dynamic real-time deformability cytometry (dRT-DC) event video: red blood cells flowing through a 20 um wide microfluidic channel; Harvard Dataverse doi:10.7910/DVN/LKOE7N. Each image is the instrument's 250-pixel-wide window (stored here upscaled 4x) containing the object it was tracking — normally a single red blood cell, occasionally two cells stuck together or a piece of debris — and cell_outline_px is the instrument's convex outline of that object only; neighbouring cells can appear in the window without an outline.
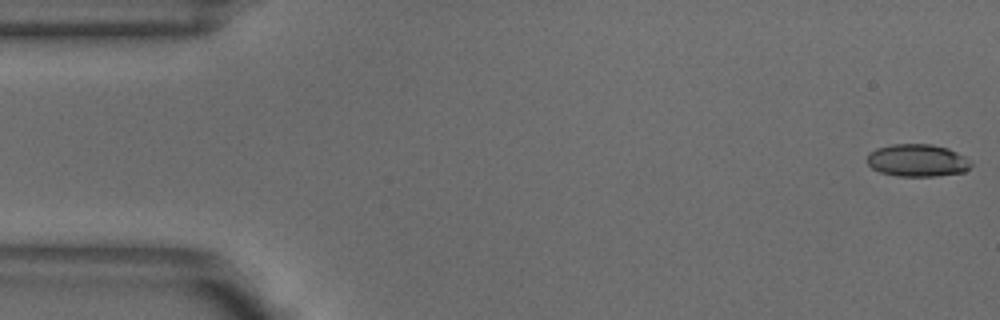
{"species": "common noctule bat (a hibernating species)", "species_latin": "Nyctalus noctula", "temperature_condition": "warm", "stored_images_in_passage": 51, "camera_frame_rate_fps": 3000, "um_per_image_px": 0.085, "animal": {"sex": "male", "body_mass_g": 18.8}, "frame": {"image": 1, "passage_image": 1, "time_ms": 0.0, "image_size_px": [1000, 320], "cell_outline_px": [[972, 164], [964, 172], [936, 176], [896, 176], [880, 172], [872, 168], [868, 164], [868, 152], [876, 148], [892, 144], [932, 144], [948, 148], [964, 156]], "centroid_in_image_um": [77.95, 13.63], "position_along_channel_um": 7.0, "area_um2": 19.65}}
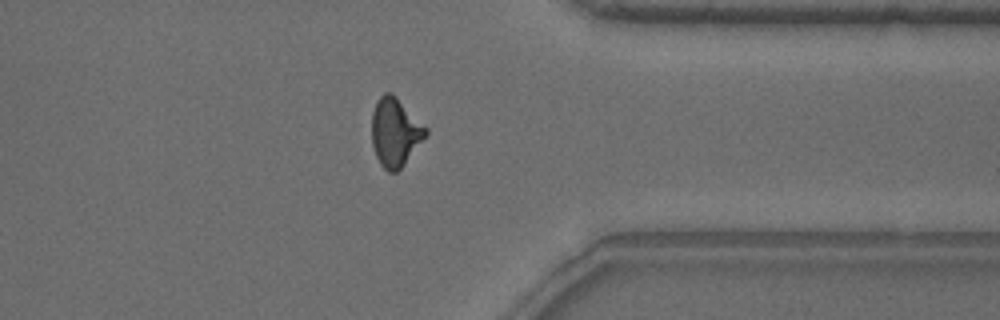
{"frame": {"image": 2, "passage_image": 40, "time_ms": 13.0, "image_size_px": [1000, 320], "cell_outline_px": [[428, 132], [404, 164], [396, 172], [388, 172], [380, 164], [376, 156], [372, 144], [372, 112], [376, 100], [384, 92], [392, 92], [428, 128]], "centroid_in_image_um": [33.57, 11.21], "position_along_channel_um": 377.8, "area_um2": 21.44}}
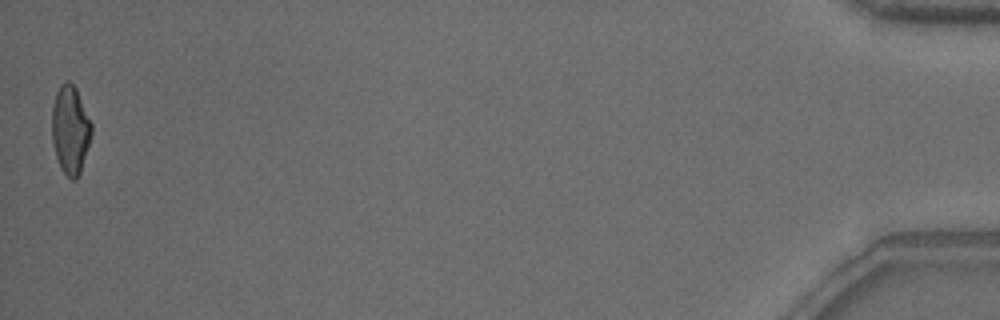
{"frame": {"image": 3, "passage_image": 51, "time_ms": 16.667, "image_size_px": [1000, 320], "cell_outline_px": [[92, 132], [80, 172], [76, 180], [72, 180], [64, 172], [56, 156], [52, 140], [52, 104], [56, 92], [60, 84], [64, 80], [68, 80], [76, 88], [92, 124]], "centroid_in_image_um": [5.96, 10.98], "position_along_channel_um": 429.2, "area_um2": 20.23}, "authors_computed_cell_mechanics": {"area_um2": 20.6924, "velocity_mm_per_s": 3.8804, "shape_relaxation_time_tau1_ms": 4.4605, "shape_relaxation_time_tau2_ms": 1.6132, "deformation_change_tau1": 0.1607, "deformation_change_tau2": 0.0801}}